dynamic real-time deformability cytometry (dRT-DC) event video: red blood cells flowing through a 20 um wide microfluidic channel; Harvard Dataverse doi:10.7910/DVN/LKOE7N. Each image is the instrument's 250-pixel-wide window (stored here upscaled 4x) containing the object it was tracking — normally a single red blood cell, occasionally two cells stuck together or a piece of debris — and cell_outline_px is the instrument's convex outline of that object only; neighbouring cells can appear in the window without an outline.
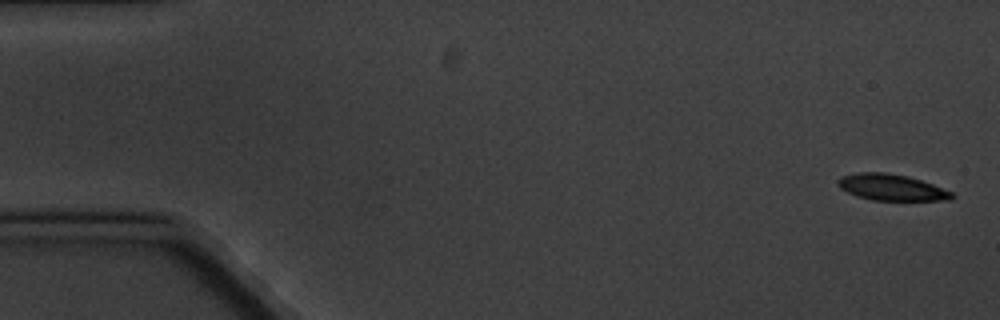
{"species": "common noctule bat (a hibernating species)", "species_latin": "Nyctalus noctula", "temperature_condition": "cold", "stored_images_in_passage": 5, "camera_frame_rate_fps": 3000, "um_per_image_px": 0.085, "animal": {"sex": "male", "body_mass_g": 20.1, "forearm_length_mm": 53.5}, "frame": {"image": 1, "passage_image": 1, "time_ms": 0.0, "image_size_px": [1000, 320], "cell_outline_px": [[956, 196], [952, 200], [872, 200], [856, 196], [840, 188], [836, 184], [836, 180], [844, 176], [856, 172], [888, 172], [908, 176], [932, 184], [952, 192]], "centroid_in_image_um": [75.77, 15.92], "position_along_channel_um": 9.2, "area_um2": 17.51}}
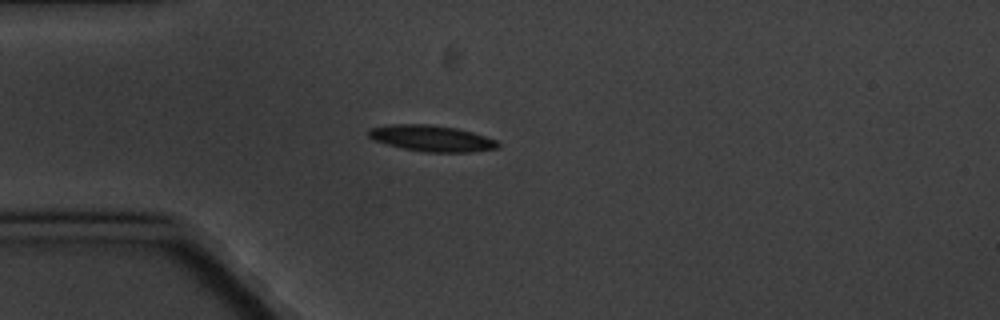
{"frame": {"image": 2, "passage_image": 5, "time_ms": 4.667, "image_size_px": [1000, 320], "cell_outline_px": [[500, 144], [496, 148], [468, 152], [428, 152], [404, 148], [372, 140], [368, 136], [368, 128], [392, 124], [428, 124], [456, 128], [472, 132], [496, 140]], "centroid_in_image_um": [36.65, 11.75], "position_along_channel_um": 48.4, "area_um2": 19.48}}